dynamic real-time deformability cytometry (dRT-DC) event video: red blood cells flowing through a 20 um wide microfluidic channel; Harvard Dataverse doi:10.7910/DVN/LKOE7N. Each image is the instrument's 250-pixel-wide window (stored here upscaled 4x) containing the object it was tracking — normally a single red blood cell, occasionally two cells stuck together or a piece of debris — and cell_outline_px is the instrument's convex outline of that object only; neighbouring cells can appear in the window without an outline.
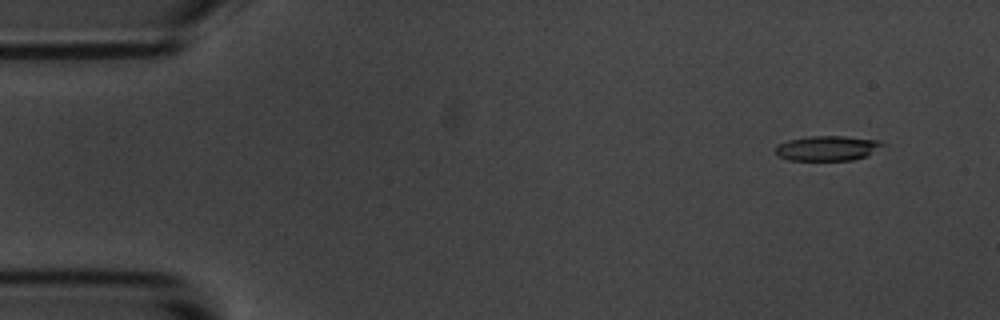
{"species": "common noctule bat (a hibernating species)", "species_latin": "Nyctalus noctula", "temperature_condition": "room temperature", "stored_images_in_passage": 15, "camera_frame_rate_fps": 3000, "um_per_image_px": 0.085, "animal": {"sex": "male", "body_mass_g": 20.1, "forearm_length_mm": 53.5}, "frame": {"image": 1, "passage_image": 2, "time_ms": 1.0, "image_size_px": [1000, 320], "cell_outline_px": [[888, 144], [868, 156], [852, 160], [788, 160], [780, 156], [776, 152], [776, 144], [788, 140], [808, 136], [844, 136], [880, 140]], "centroid_in_image_um": [70.39, 12.59], "position_along_channel_um": 14.6, "area_um2": 15.78}}
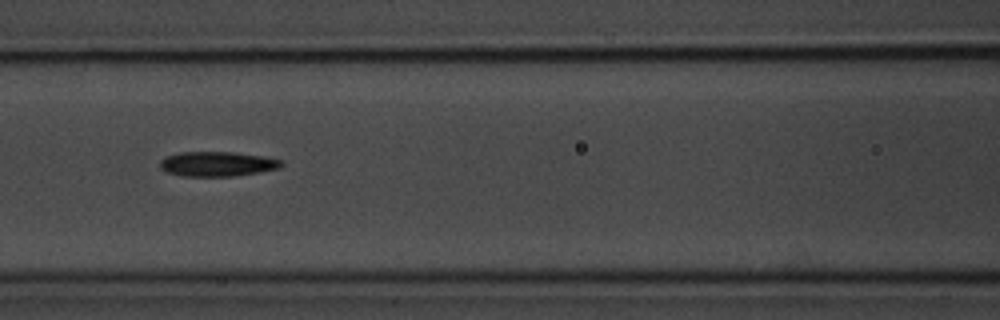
{"frame": {"image": 2, "passage_image": 7, "time_ms": 7.667, "image_size_px": [1000, 320], "cell_outline_px": [[284, 164], [280, 168], [260, 172], [232, 176], [184, 176], [168, 172], [160, 168], [160, 160], [164, 156], [180, 152], [236, 152], [260, 156], [280, 160]], "centroid_in_image_um": [18.44, 13.93], "position_along_channel_um": 148.2, "area_um2": 17.46}}
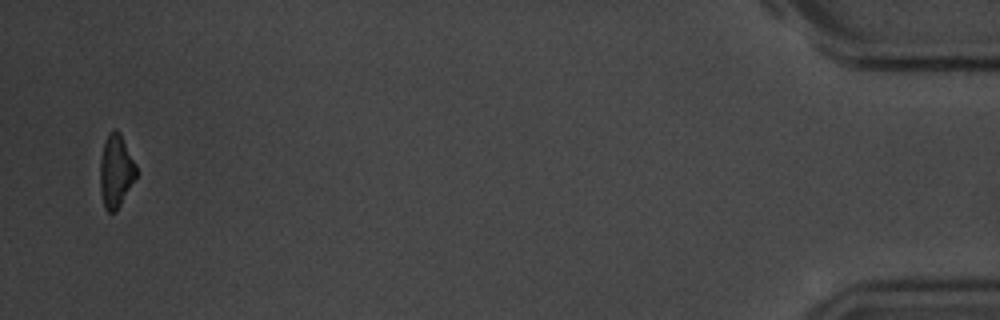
{"frame": {"image": 3, "passage_image": 15, "time_ms": 18.0, "image_size_px": [1000, 320], "cell_outline_px": [[136, 180], [116, 212], [108, 212], [104, 208], [100, 192], [100, 160], [104, 140], [108, 132], [112, 128], [116, 128], [120, 132], [136, 164]], "centroid_in_image_um": [9.85, 14.53], "position_along_channel_um": 425.4, "area_um2": 15.84}, "authors_computed_cell_mechanics": {"area_um2": 16.6464, "velocity_mm_per_s": 3.5323, "shape_relaxation_time_tau1_ms": 2.1642, "shape_relaxation_time_tau2_ms": null, "deformation_change_tau1": 0.1371, "deformation_change_tau2": null}}